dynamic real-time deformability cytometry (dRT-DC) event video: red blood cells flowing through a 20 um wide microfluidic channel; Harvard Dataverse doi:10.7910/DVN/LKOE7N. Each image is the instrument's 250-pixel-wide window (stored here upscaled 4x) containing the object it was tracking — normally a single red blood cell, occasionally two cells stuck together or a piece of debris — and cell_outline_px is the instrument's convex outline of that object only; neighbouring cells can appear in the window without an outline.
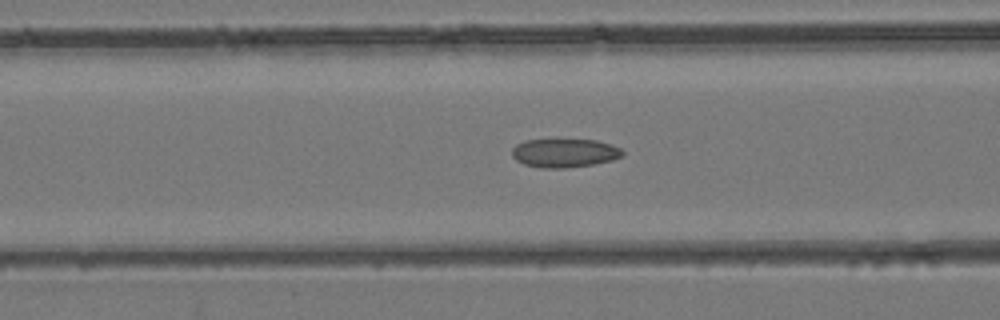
{"species": "common noctule bat (a hibernating species)", "species_latin": "Nyctalus noctula", "temperature_condition": "room temperature", "stored_images_in_passage": 30, "camera_frame_rate_fps": 3000, "um_per_image_px": 0.085, "animal": {"sex": "female", "body_mass_g": 24.6, "forearm_length_mm": 56.2}, "frame": {"image": 1, "passage_image": 10, "time_ms": 3.0, "image_size_px": [1000, 320], "cell_outline_px": [[624, 156], [612, 160], [592, 164], [564, 168], [540, 168], [524, 164], [516, 160], [512, 156], [512, 148], [516, 144], [524, 140], [596, 140], [612, 144], [620, 148], [624, 152]], "centroid_in_image_um": [47.98, 13.0], "position_along_channel_um": 118.6, "area_um2": 18.5}}
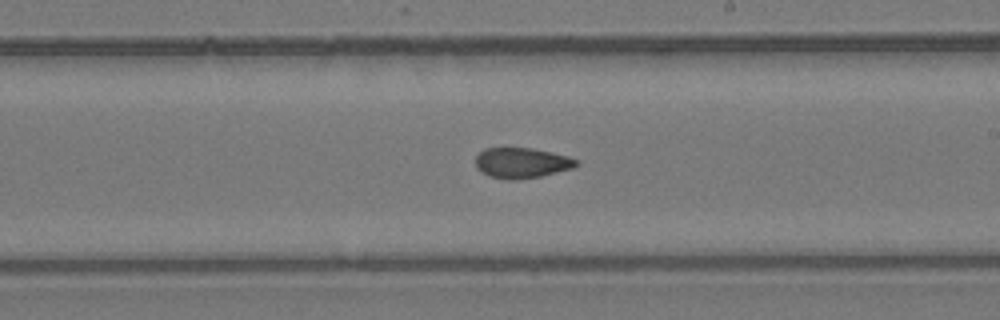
{"frame": {"image": 2, "passage_image": 18, "time_ms": 5.667, "image_size_px": [1000, 320], "cell_outline_px": [[580, 164], [572, 168], [540, 176], [516, 180], [504, 180], [488, 176], [476, 168], [476, 156], [484, 148], [532, 148], [568, 156], [576, 160]], "centroid_in_image_um": [44.31, 13.85], "position_along_channel_um": 244.7, "area_um2": 17.86}}
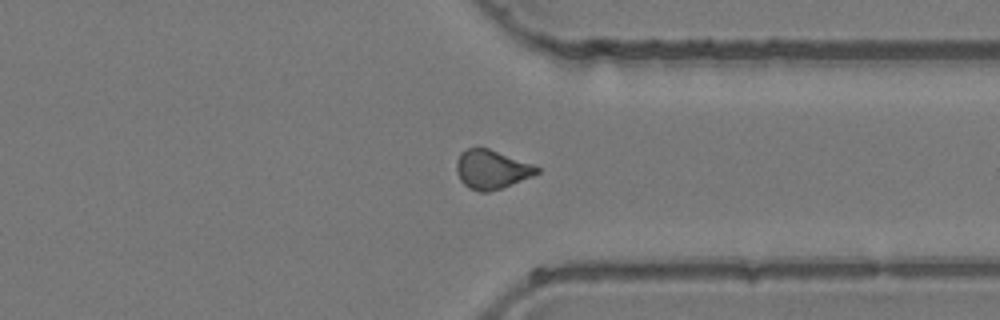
{"frame": {"image": 3, "passage_image": 26, "time_ms": 8.333, "image_size_px": [1000, 320], "cell_outline_px": [[540, 172], [532, 176], [500, 188], [488, 192], [480, 192], [468, 188], [460, 180], [456, 172], [456, 160], [460, 152], [468, 148], [488, 148], [532, 164], [540, 168]], "centroid_in_image_um": [41.75, 14.4], "position_along_channel_um": 369.7, "area_um2": 18.15}}